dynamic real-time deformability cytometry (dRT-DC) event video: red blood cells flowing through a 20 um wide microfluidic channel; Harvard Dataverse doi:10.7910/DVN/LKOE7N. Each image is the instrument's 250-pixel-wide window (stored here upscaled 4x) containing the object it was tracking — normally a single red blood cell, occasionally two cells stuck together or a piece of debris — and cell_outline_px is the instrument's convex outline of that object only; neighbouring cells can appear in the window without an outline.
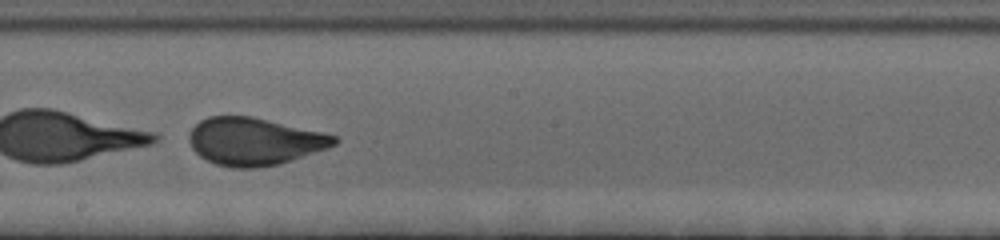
{"species": "human", "species_latin": "Homo sapiens", "temperature_condition": "cold", "stored_images_in_passage": 55, "camera_frame_rate_fps": 3000, "um_per_image_px": 0.085, "donor": {"sex": "female"}, "frame": {"image": 1, "passage_image": 32, "time_ms": 10.333, "image_size_px": [1000, 240], "cell_outline_px": [[340, 140], [336, 144], [328, 148], [280, 164], [256, 168], [232, 168], [216, 164], [200, 156], [192, 148], [188, 140], [188, 136], [192, 128], [200, 120], [208, 116], [252, 116], [324, 132], [336, 136]], "centroid_in_image_um": [21.63, 12.02], "position_along_channel_um": 226.6, "area_um2": 40.4}}
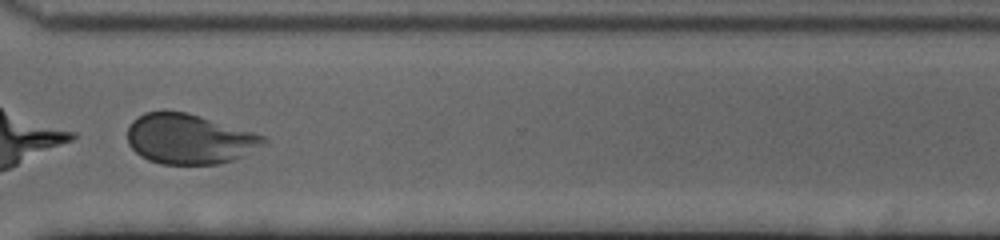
{"frame": {"image": 2, "passage_image": 43, "time_ms": 14.0, "image_size_px": [1000, 240], "cell_outline_px": [[268, 144], [244, 156], [232, 160], [216, 164], [160, 164], [148, 160], [140, 156], [128, 144], [128, 128], [132, 120], [144, 112], [164, 108], [188, 112], [268, 136]], "centroid_in_image_um": [16.11, 11.78], "position_along_channel_um": 354.5, "area_um2": 40.69}}